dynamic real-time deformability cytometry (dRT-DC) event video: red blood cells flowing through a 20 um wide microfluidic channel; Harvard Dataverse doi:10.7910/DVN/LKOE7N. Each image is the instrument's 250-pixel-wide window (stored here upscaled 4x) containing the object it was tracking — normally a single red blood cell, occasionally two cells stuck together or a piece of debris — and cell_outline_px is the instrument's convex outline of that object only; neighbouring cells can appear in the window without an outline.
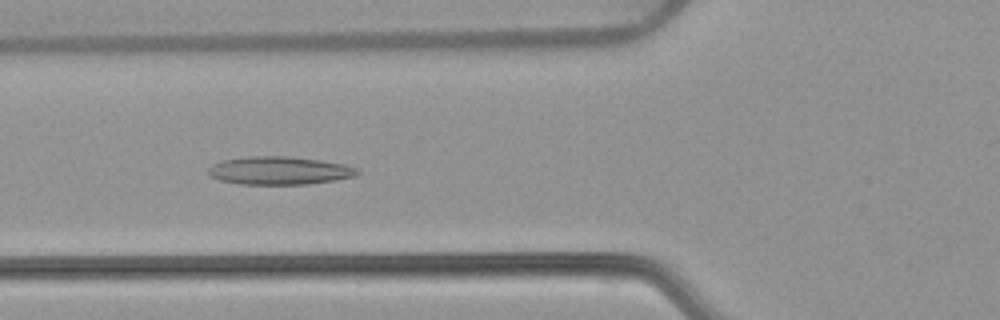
{"species": "common noctule bat (a hibernating species)", "species_latin": "Nyctalus noctula", "temperature_condition": "warm", "stored_images_in_passage": 52, "camera_frame_rate_fps": 3000, "um_per_image_px": 0.085, "animal": {"sex": "female", "body_mass_g": 22.7, "forearm_length_mm": 54.2}, "frame": {"image": 1, "passage_image": 19, "time_ms": 6.0, "image_size_px": [1000, 320], "cell_outline_px": [[360, 172], [356, 176], [336, 180], [308, 184], [240, 184], [220, 180], [212, 176], [208, 172], [208, 168], [212, 164], [224, 160], [248, 156], [288, 156], [320, 160], [344, 164], [356, 168]], "centroid_in_image_um": [23.76, 14.5], "position_along_channel_um": 102.0, "area_um2": 24.33}}
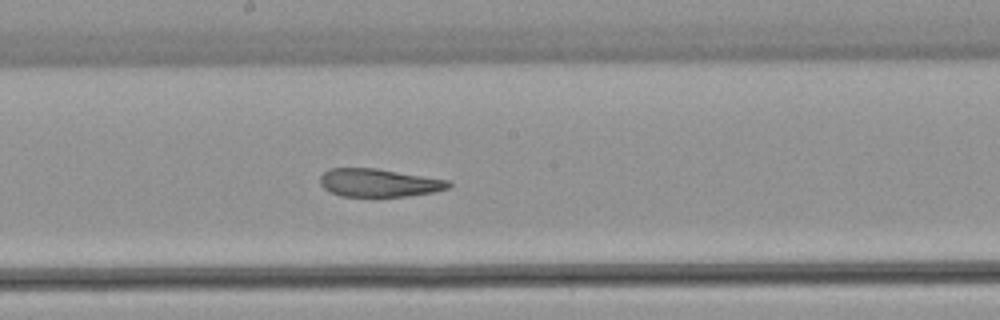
{"frame": {"image": 2, "passage_image": 28, "time_ms": 9.0, "image_size_px": [1000, 320], "cell_outline_px": [[452, 184], [448, 188], [432, 192], [408, 196], [340, 196], [324, 188], [320, 184], [320, 176], [328, 168], [376, 168], [448, 180]], "centroid_in_image_um": [32.18, 15.53], "position_along_channel_um": 216.0, "area_um2": 20.87}}
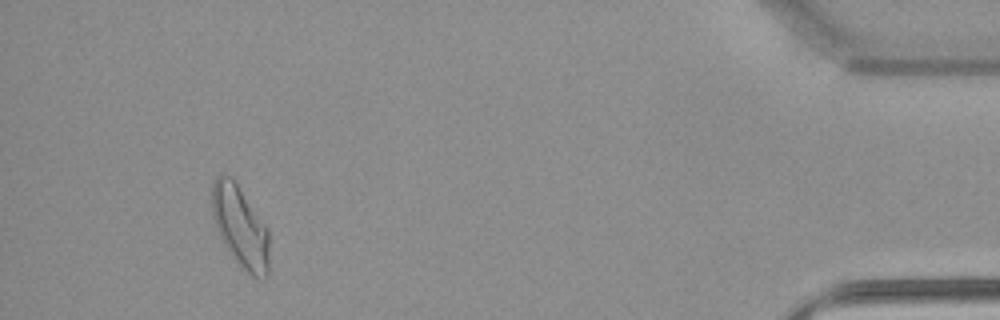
{"frame": {"image": 3, "passage_image": 49, "time_ms": 16.0, "image_size_px": [1000, 320], "cell_outline_px": [[268, 272], [264, 276], [252, 276], [232, 256], [224, 244], [216, 228], [212, 216], [212, 184], [216, 176], [232, 176], [268, 228]], "centroid_in_image_um": [20.4, 19.21], "position_along_channel_um": 414.8, "area_um2": 26.7}, "authors_computed_cell_mechanics": {"area_um2": 24.6228, "velocity_mm_per_s": 3.7963, "shape_relaxation_time_tau1_ms": null, "shape_relaxation_time_tau2_ms": 1.9962, "deformation_change_tau1": null, "deformation_change_tau2": 0.0979}}